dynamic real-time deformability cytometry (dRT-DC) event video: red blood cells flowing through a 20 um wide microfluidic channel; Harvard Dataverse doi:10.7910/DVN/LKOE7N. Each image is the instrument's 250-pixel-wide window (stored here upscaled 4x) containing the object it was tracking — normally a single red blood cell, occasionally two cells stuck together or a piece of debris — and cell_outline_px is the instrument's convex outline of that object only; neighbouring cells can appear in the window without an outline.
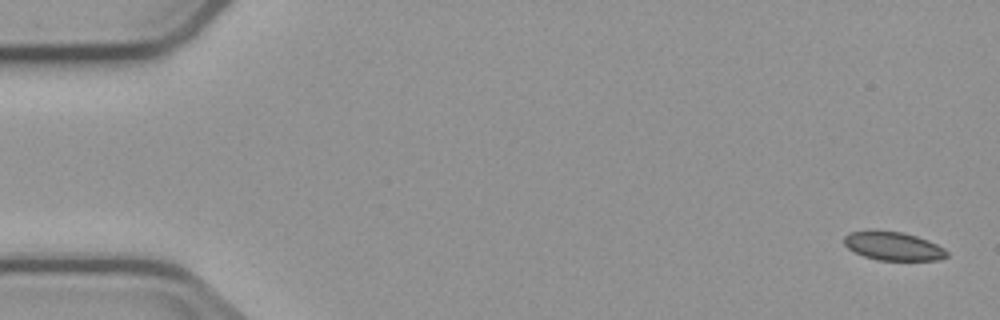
{"species": "common noctule bat (a hibernating species)", "species_latin": "Nyctalus noctula", "temperature_condition": "cold", "stored_images_in_passage": 4, "camera_frame_rate_fps": 3000, "um_per_image_px": 0.085, "animal": {"sex": "male", "body_mass_g": 23.1, "forearm_length_mm": 52.7}, "frame": {"image": 1, "passage_image": 1, "time_ms": 0.0, "image_size_px": [1000, 320], "cell_outline_px": [[948, 256], [940, 260], [876, 260], [864, 256], [848, 248], [844, 244], [844, 236], [848, 232], [904, 232], [928, 240], [944, 248], [948, 252]], "centroid_in_image_um": [75.96, 20.94], "position_along_channel_um": 9.0, "area_um2": 16.76}}
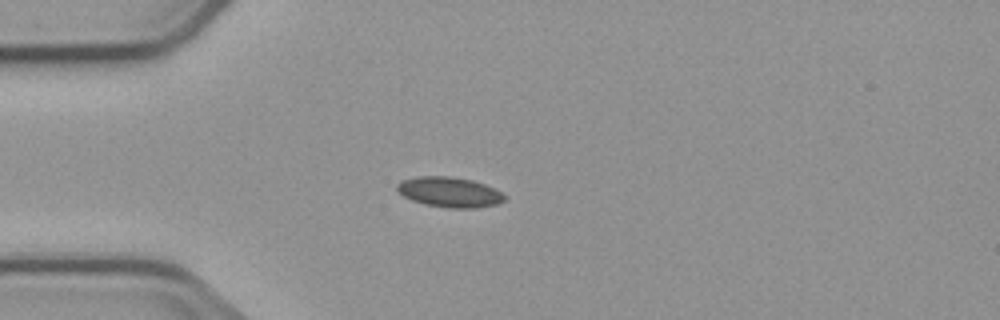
{"frame": {"image": 2, "passage_image": 4, "time_ms": 4.333, "image_size_px": [1000, 320], "cell_outline_px": [[504, 200], [496, 204], [476, 208], [448, 208], [424, 204], [412, 200], [404, 196], [396, 188], [396, 184], [400, 180], [416, 176], [452, 176], [472, 180], [484, 184], [500, 192], [504, 196]], "centroid_in_image_um": [38.15, 16.32], "position_along_channel_um": 46.8, "area_um2": 18.84}}